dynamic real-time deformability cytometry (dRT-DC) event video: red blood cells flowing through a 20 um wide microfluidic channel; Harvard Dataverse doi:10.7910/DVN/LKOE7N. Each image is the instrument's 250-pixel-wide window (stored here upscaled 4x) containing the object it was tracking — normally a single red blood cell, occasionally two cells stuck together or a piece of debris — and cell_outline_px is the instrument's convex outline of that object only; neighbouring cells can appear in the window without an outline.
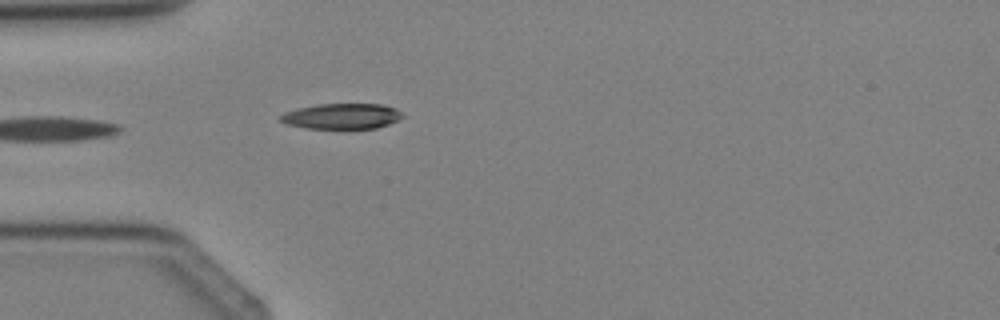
{"species": "Egyptian fruit bat (a non-hibernating species)", "species_latin": "Rousettus aegyptiacus", "temperature_condition": "cold", "stored_images_in_passage": 4, "camera_frame_rate_fps": 3000, "um_per_image_px": 0.085, "animal": {"sex": "female"}, "frame": {"image": 1, "passage_image": 4, "time_ms": 3.667, "image_size_px": [1000, 320], "cell_outline_px": [[404, 116], [388, 124], [376, 128], [308, 128], [288, 124], [280, 120], [280, 116], [284, 112], [300, 108], [320, 104], [384, 104], [396, 108]], "centroid_in_image_um": [29.08, 9.87], "position_along_channel_um": 55.9, "area_um2": 17.86}}